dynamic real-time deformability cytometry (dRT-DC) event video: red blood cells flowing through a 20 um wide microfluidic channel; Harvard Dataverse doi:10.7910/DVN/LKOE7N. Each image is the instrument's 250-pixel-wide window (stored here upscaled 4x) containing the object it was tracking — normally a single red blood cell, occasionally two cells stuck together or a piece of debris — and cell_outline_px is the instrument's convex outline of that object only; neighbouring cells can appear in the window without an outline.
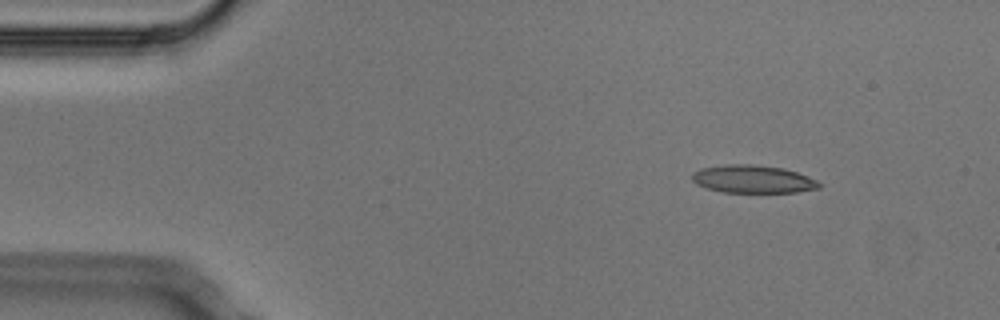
{"species": "Egyptian fruit bat (a non-hibernating species)", "species_latin": "Rousettus aegyptiacus", "temperature_condition": "cold", "stored_images_in_passage": 4, "camera_frame_rate_fps": 3000, "um_per_image_px": 0.085, "animal": {"sex": "male"}, "frame": {"image": 1, "passage_image": 2, "time_ms": 0.333, "image_size_px": [1000, 320], "cell_outline_px": [[820, 188], [796, 192], [724, 192], [708, 188], [696, 184], [692, 180], [692, 172], [700, 168], [724, 164], [752, 164], [784, 168], [808, 176], [816, 180], [820, 184]], "centroid_in_image_um": [63.97, 15.21], "position_along_channel_um": 21.0, "area_um2": 20.63}}
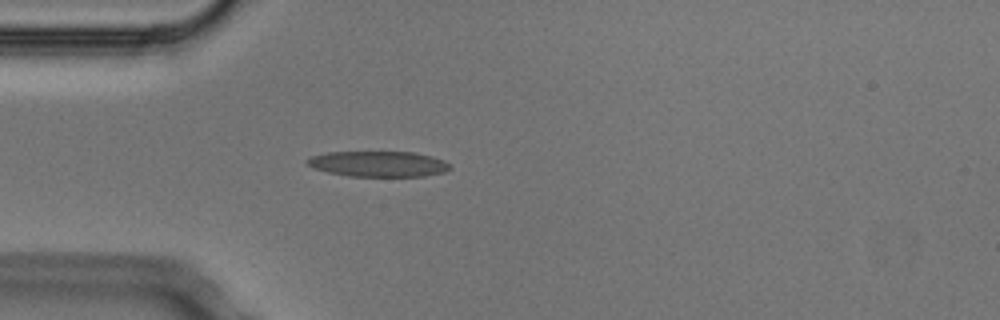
{"frame": {"image": 2, "passage_image": 4, "time_ms": 1.0, "image_size_px": [1000, 320], "cell_outline_px": [[452, 168], [444, 172], [424, 176], [348, 176], [328, 172], [316, 168], [308, 164], [304, 160], [308, 156], [328, 152], [416, 152], [432, 156], [444, 160]], "centroid_in_image_um": [32.16, 13.92], "position_along_channel_um": 52.8, "area_um2": 21.33}}